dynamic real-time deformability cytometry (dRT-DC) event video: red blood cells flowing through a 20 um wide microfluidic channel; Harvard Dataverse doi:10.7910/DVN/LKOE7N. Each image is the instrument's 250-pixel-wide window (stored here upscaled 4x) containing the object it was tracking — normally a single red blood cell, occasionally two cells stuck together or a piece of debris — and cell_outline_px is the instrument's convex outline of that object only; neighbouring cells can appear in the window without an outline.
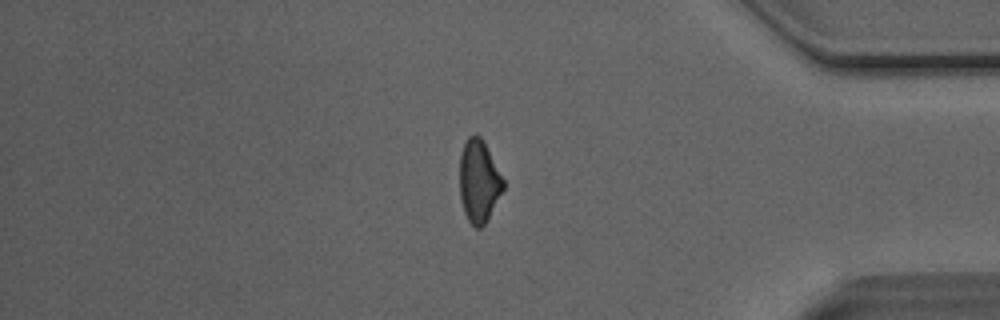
{"species": "Egyptian fruit bat (a non-hibernating species)", "species_latin": "Rousettus aegyptiacus", "temperature_condition": "room temperature", "stored_images_in_passage": 31, "camera_frame_rate_fps": 3000, "um_per_image_px": 0.085, "animal": {"sex": "male"}, "frame": {"image": 1, "passage_image": 27, "time_ms": 8.667, "image_size_px": [1000, 320], "cell_outline_px": [[504, 188], [484, 224], [480, 228], [476, 228], [468, 220], [464, 212], [460, 200], [460, 156], [464, 144], [468, 136], [480, 136], [484, 140], [504, 180]], "centroid_in_image_um": [40.7, 15.39], "position_along_channel_um": 394.5, "area_um2": 20.75}}